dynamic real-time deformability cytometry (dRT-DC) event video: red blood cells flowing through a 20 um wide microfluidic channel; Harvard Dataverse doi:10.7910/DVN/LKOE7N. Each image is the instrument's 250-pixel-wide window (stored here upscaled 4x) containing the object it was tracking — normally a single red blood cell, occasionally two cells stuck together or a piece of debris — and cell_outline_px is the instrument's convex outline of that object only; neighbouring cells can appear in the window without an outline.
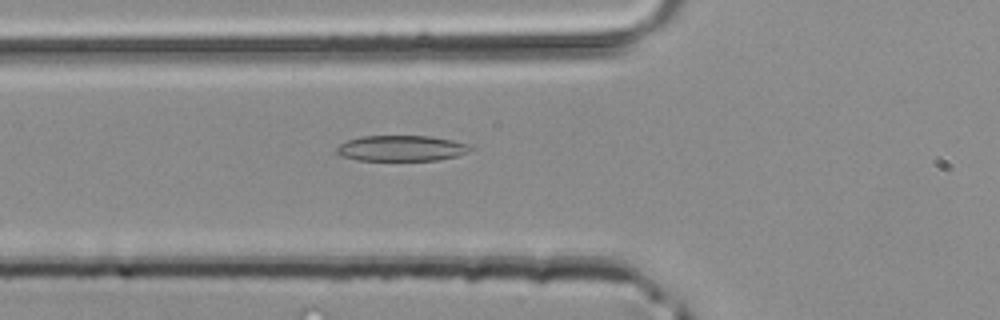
{"species": "common noctule bat (a hibernating species)", "species_latin": "Nyctalus noctula", "temperature_condition": "room temperature", "stored_images_in_passage": 34, "camera_frame_rate_fps": 3000, "um_per_image_px": 0.085, "animal": {"sex": "male", "body_mass_g": 20.4}, "frame": {"image": 1, "passage_image": 6, "time_ms": 1.667, "image_size_px": [1000, 320], "cell_outline_px": [[476, 148], [468, 152], [456, 156], [436, 160], [356, 160], [344, 156], [336, 152], [336, 148], [340, 144], [348, 140], [360, 136], [428, 136], [452, 140], [468, 144]], "centroid_in_image_um": [34.14, 12.6], "position_along_channel_um": 91.7, "area_um2": 19.94}}
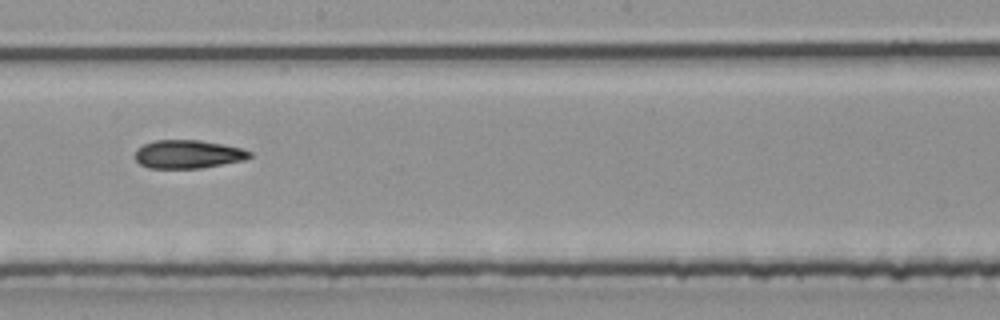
{"frame": {"image": 2, "passage_image": 15, "time_ms": 4.667, "image_size_px": [1000, 320], "cell_outline_px": [[252, 156], [244, 160], [200, 168], [148, 168], [140, 164], [136, 160], [136, 148], [144, 144], [156, 140], [200, 140], [240, 148], [252, 152]], "centroid_in_image_um": [15.96, 13.11], "position_along_channel_um": 232.2, "area_um2": 18.79}}
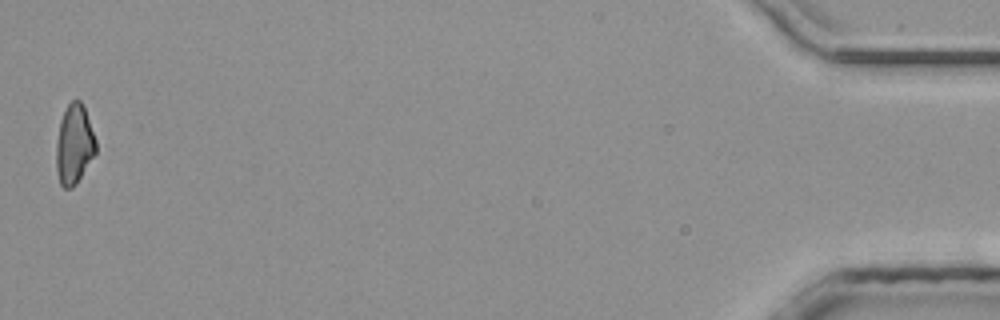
{"frame": {"image": 3, "passage_image": 34, "time_ms": 11.0, "image_size_px": [1000, 320], "cell_outline_px": [[96, 152], [76, 184], [72, 188], [64, 188], [60, 184], [56, 172], [56, 140], [60, 120], [68, 104], [72, 100], [80, 100], [84, 108], [96, 140]], "centroid_in_image_um": [6.28, 12.3], "position_along_channel_um": 428.9, "area_um2": 18.32}}